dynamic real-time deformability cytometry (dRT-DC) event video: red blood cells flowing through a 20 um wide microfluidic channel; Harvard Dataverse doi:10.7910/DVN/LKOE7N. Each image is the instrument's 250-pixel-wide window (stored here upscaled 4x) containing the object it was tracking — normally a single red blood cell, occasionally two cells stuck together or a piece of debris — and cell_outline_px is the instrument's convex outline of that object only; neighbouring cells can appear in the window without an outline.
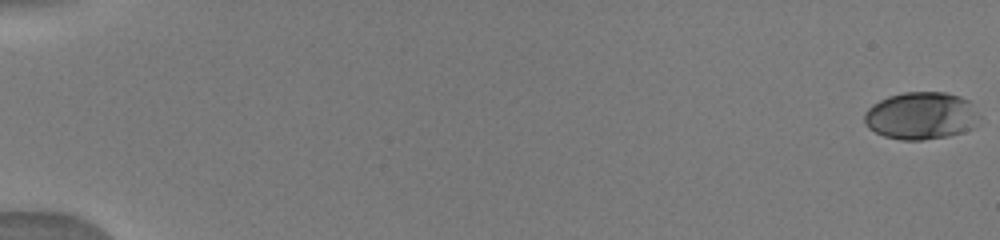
{"species": "human", "species_latin": "Homo sapiens", "temperature_condition": "warm", "stored_images_in_passage": 34, "camera_frame_rate_fps": 3000, "um_per_image_px": 0.085, "donor": {"sex": "male"}, "frame": {"image": 1, "passage_image": 1, "time_ms": 0.0, "image_size_px": [1000, 240], "cell_outline_px": [[972, 128], [964, 132], [948, 136], [920, 140], [900, 140], [884, 136], [868, 128], [864, 120], [864, 112], [872, 104], [888, 96], [904, 92], [948, 92], [960, 96], [968, 100]], "centroid_in_image_um": [78.14, 9.84], "position_along_channel_um": 6.9, "area_um2": 30.92}}
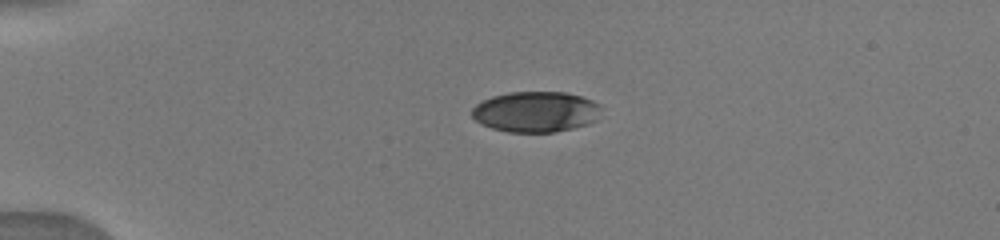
{"frame": {"image": 2, "passage_image": 24, "time_ms": 4.333, "image_size_px": [1000, 240], "cell_outline_px": [[600, 108], [596, 120], [588, 124], [556, 132], [508, 132], [492, 128], [480, 124], [472, 116], [472, 108], [476, 104], [492, 96], [508, 92], [564, 92], [580, 96], [592, 100], [600, 104]], "centroid_in_image_um": [45.52, 9.5], "position_along_channel_um": 39.5, "area_um2": 30.63}}